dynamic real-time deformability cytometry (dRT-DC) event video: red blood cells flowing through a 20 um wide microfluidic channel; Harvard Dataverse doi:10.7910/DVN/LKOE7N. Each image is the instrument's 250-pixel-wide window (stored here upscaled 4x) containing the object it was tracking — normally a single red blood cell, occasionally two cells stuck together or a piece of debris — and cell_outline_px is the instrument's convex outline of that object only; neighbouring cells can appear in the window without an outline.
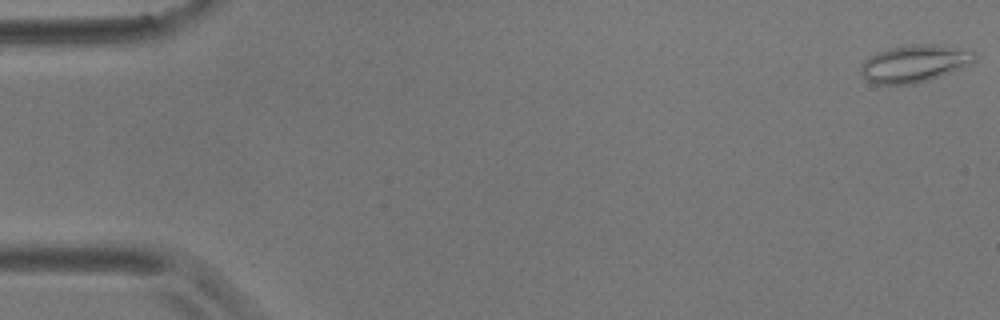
{"species": "common noctule bat (a hibernating species)", "species_latin": "Nyctalus noctula", "temperature_condition": "room temperature", "stored_images_in_passage": 8, "camera_frame_rate_fps": 3000, "um_per_image_px": 0.085, "animal": {"sex": "male", "body_mass_g": 17.9}, "frame": {"image": 1, "passage_image": 1, "time_ms": 0.0, "image_size_px": [1000, 320], "cell_outline_px": [[976, 60], [972, 64], [928, 80], [912, 84], [876, 84], [868, 80], [860, 72], [860, 68], [864, 60], [876, 52], [888, 48], [908, 44], [944, 44], [976, 52]], "centroid_in_image_um": [77.75, 5.37], "position_along_channel_um": 7.2, "area_um2": 24.91}}
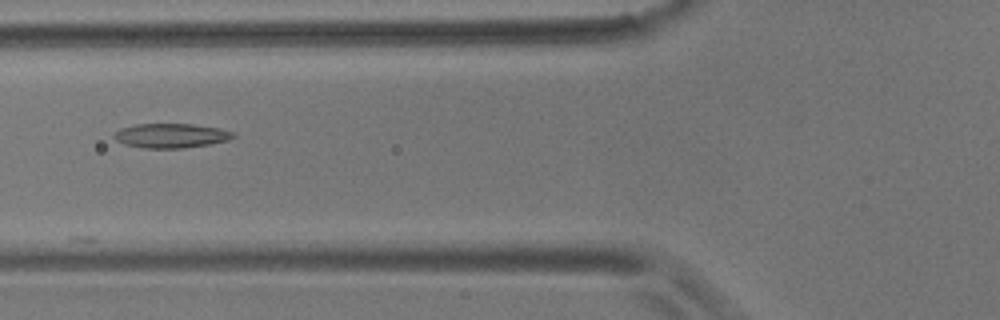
{"frame": {"image": 2, "passage_image": 7, "time_ms": 7.0, "image_size_px": [1000, 320], "cell_outline_px": [[236, 136], [228, 140], [208, 144], [184, 148], [144, 148], [124, 144], [116, 140], [112, 136], [120, 128], [136, 124], [192, 124], [220, 128], [236, 132]], "centroid_in_image_um": [14.55, 11.52], "position_along_channel_um": 111.2, "area_um2": 16.99}}
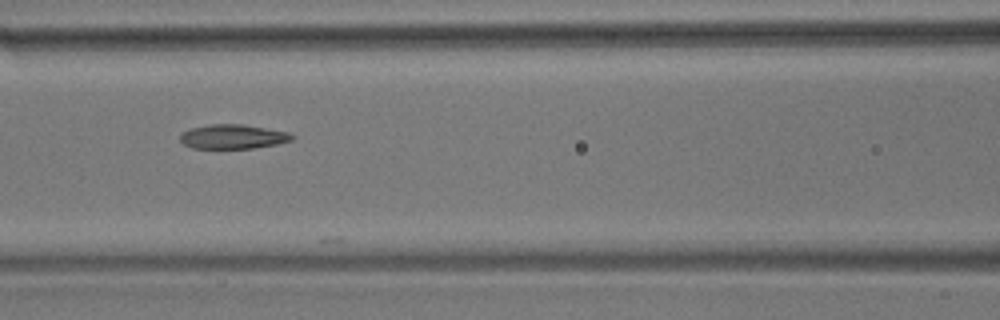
{"frame": {"image": 3, "passage_image": 8, "time_ms": 8.0, "image_size_px": [1000, 320], "cell_outline_px": [[296, 136], [292, 140], [276, 144], [252, 148], [192, 148], [184, 144], [180, 140], [180, 132], [192, 128], [212, 124], [244, 124], [288, 132]], "centroid_in_image_um": [19.8, 11.61], "position_along_channel_um": 146.8, "area_um2": 15.84}}